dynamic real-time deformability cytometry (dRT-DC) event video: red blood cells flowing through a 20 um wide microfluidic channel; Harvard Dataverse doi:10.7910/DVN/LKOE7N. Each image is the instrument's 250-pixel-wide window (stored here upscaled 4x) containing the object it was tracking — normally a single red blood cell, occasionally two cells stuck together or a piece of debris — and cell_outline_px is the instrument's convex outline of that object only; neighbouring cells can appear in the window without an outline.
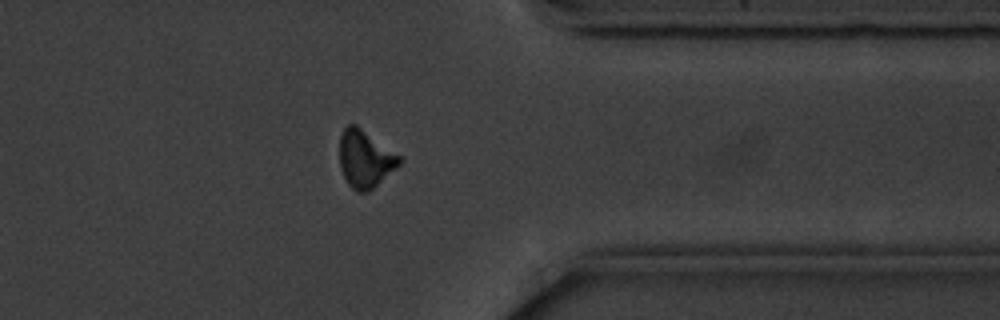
{"species": "common noctule bat (a hibernating species)", "species_latin": "Nyctalus noctula", "temperature_condition": "cold", "stored_images_in_passage": 13, "camera_frame_rate_fps": 3000, "um_per_image_px": 0.085, "animal": {"sex": "male", "body_mass_g": 20.1, "forearm_length_mm": 53.5}, "frame": {"image": 1, "passage_image": 13, "time_ms": 14.667, "image_size_px": [1000, 320], "cell_outline_px": [[400, 164], [396, 168], [368, 192], [356, 192], [348, 184], [340, 168], [340, 136], [344, 128], [348, 124], [356, 124], [400, 156]], "centroid_in_image_um": [31.01, 13.51], "position_along_channel_um": 380.4, "area_um2": 19.77}, "authors_computed_cell_mechanics": {"area_um2": 20.519, "velocity_mm_per_s": 3.5455, "shape_relaxation_time_tau1_ms": 2.7849, "shape_relaxation_time_tau2_ms": null, "deformation_change_tau1": 0.0904, "deformation_change_tau2": null}}